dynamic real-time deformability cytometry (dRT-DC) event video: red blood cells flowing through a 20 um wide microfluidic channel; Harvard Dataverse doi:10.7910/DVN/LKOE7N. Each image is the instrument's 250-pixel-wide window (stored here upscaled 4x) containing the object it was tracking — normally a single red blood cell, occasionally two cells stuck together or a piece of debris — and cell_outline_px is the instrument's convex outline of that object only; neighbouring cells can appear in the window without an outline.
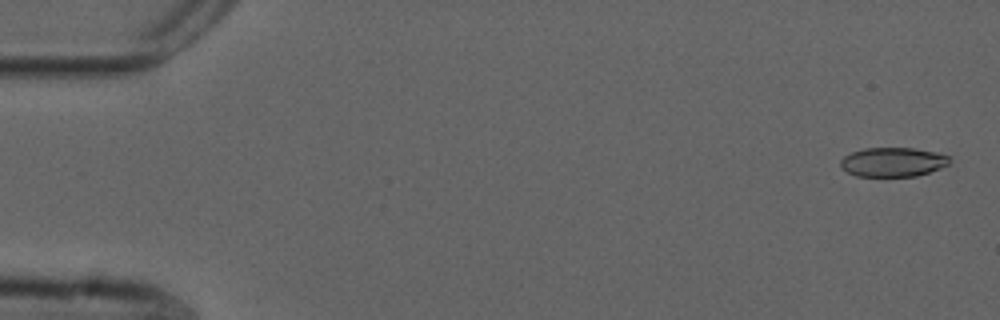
{"species": "common noctule bat (a hibernating species)", "species_latin": "Nyctalus noctula", "temperature_condition": "cold", "stored_images_in_passage": 16, "camera_frame_rate_fps": 3000, "um_per_image_px": 0.085, "animal": {"sex": "male", "forearm_length_mm": 52.5}, "frame": {"image": 1, "passage_image": 2, "time_ms": 0.333, "image_size_px": [1000, 320], "cell_outline_px": [[952, 160], [948, 164], [940, 168], [916, 176], [856, 176], [840, 168], [840, 160], [844, 156], [852, 152], [864, 148], [916, 148], [936, 152], [948, 156]], "centroid_in_image_um": [75.88, 13.77], "position_along_channel_um": 9.1, "area_um2": 18.61}}
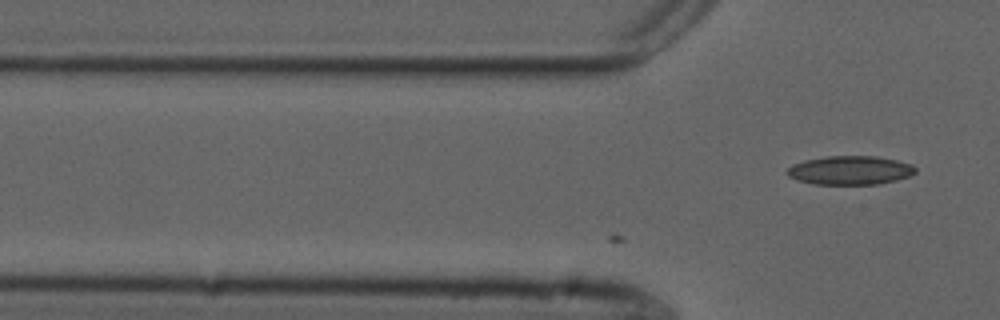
{"frame": {"image": 2, "passage_image": 16, "time_ms": 5.0, "image_size_px": [1000, 320], "cell_outline_px": [[916, 172], [908, 176], [896, 180], [876, 184], [816, 184], [796, 180], [788, 176], [784, 172], [792, 164], [804, 160], [824, 156], [876, 156], [896, 160], [912, 164], [916, 168]], "centroid_in_image_um": [72.22, 14.47], "position_along_channel_um": 53.6, "area_um2": 21.62}}